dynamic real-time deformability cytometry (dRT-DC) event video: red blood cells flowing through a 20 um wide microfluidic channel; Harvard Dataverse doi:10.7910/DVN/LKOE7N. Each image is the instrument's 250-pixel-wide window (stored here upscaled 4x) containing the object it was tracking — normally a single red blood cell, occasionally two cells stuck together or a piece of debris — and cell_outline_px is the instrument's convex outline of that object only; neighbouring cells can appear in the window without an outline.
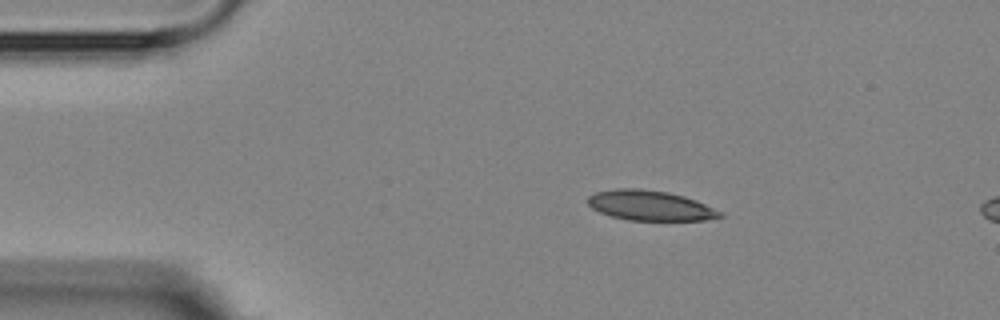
{"species": "Egyptian fruit bat (a non-hibernating species)", "species_latin": "Rousettus aegyptiacus", "temperature_condition": "room temperature", "stored_images_in_passage": 5, "camera_frame_rate_fps": 3000, "um_per_image_px": 0.085, "animal": {"sex": "female"}, "frame": {"image": 1, "passage_image": 3, "time_ms": 2.333, "image_size_px": [1000, 320], "cell_outline_px": [[724, 216], [704, 220], [628, 220], [612, 216], [600, 212], [592, 208], [588, 204], [588, 196], [596, 192], [616, 188], [640, 188], [668, 192], [684, 196], [696, 200], [724, 212]], "centroid_in_image_um": [55.28, 17.46], "position_along_channel_um": 29.7, "area_um2": 23.18}}